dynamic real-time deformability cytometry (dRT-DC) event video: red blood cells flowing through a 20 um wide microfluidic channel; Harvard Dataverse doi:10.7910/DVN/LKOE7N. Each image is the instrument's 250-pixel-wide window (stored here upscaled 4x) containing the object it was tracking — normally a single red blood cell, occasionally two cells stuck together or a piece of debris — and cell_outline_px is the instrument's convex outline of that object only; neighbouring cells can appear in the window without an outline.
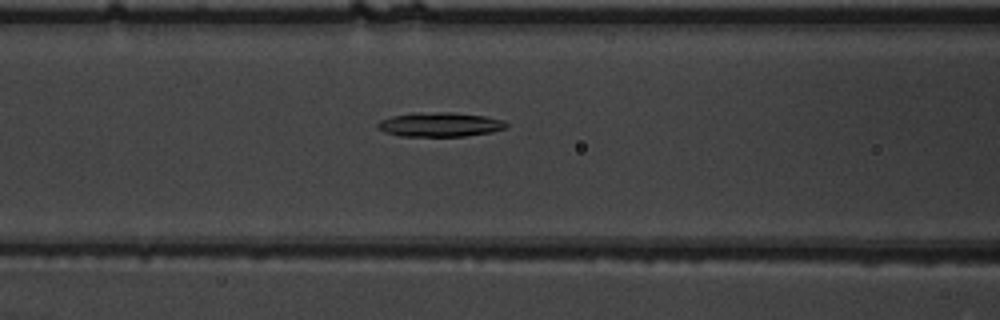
{"species": "common noctule bat (a hibernating species)", "species_latin": "Nyctalus noctula", "temperature_condition": "warm", "stored_images_in_passage": 54, "camera_frame_rate_fps": 3000, "um_per_image_px": 0.085, "animal": {"sex": "male", "body_mass_g": 19.5, "forearm_length_mm": 54.6}, "frame": {"image": 1, "passage_image": 23, "time_ms": 7.333, "image_size_px": [1000, 320], "cell_outline_px": [[508, 128], [492, 132], [464, 136], [400, 136], [384, 132], [376, 124], [380, 120], [392, 116], [412, 112], [452, 112], [484, 116], [504, 120], [508, 124]], "centroid_in_image_um": [37.41, 10.58], "position_along_channel_um": 129.2, "area_um2": 18.38}}
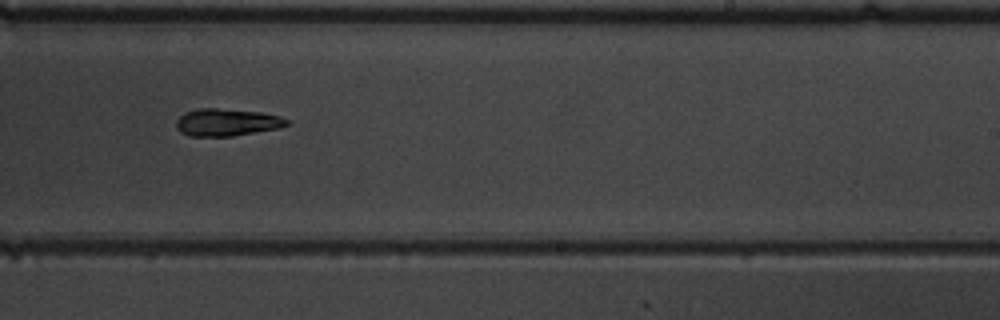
{"frame": {"image": 2, "passage_image": 34, "time_ms": 11.0, "image_size_px": [1000, 320], "cell_outline_px": [[288, 124], [280, 128], [232, 136], [188, 136], [180, 132], [176, 128], [176, 120], [184, 112], [200, 108], [216, 108], [260, 112], [280, 116], [288, 120]], "centroid_in_image_um": [19.25, 10.4], "position_along_channel_um": 269.8, "area_um2": 17.63}}
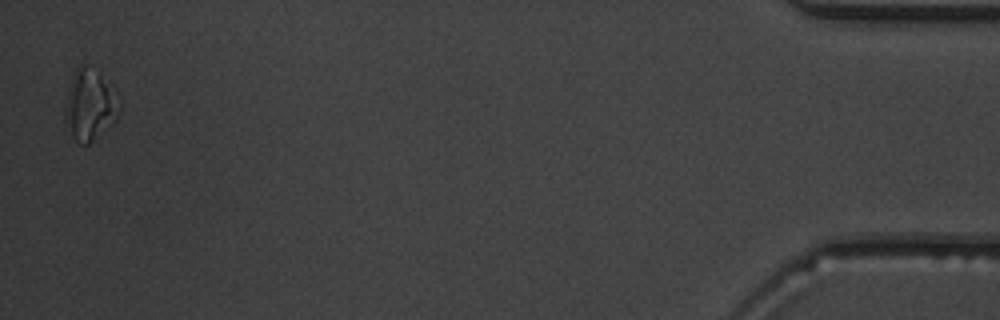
{"frame": {"image": 3, "passage_image": 53, "time_ms": 17.333, "image_size_px": [1000, 320], "cell_outline_px": [[120, 112], [116, 120], [88, 144], [80, 144], [72, 136], [64, 124], [64, 120], [68, 88], [72, 76], [76, 68], [80, 64], [88, 64], [100, 76]], "centroid_in_image_um": [7.52, 8.98], "position_along_channel_um": 427.7, "area_um2": 21.27}, "authors_computed_cell_mechanics": {"area_um2": 17.6868, "velocity_mm_per_s": 3.8436, "shape_relaxation_time_tau1_ms": 4.1663, "shape_relaxation_time_tau2_ms": null, "deformation_change_tau1": 0.1777, "deformation_change_tau2": null}}